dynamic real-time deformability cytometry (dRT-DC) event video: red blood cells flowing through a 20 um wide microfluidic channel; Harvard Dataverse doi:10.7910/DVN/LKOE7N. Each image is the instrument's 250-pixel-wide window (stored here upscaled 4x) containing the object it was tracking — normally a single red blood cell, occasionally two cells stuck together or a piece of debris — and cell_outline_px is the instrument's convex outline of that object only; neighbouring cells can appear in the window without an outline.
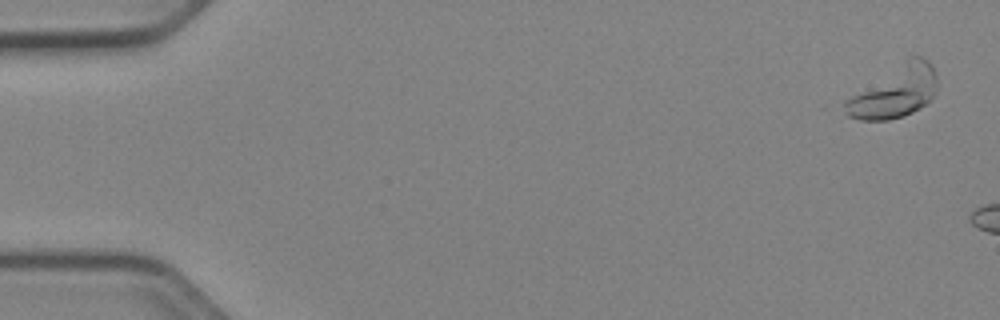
{"species": "Egyptian fruit bat (a non-hibernating species)", "species_latin": "Rousettus aegyptiacus", "temperature_condition": "cold", "stored_images_in_passage": 9, "camera_frame_rate_fps": 3000, "um_per_image_px": 0.085, "animal": {"sex": "female"}, "frame": {"image": 1, "passage_image": 3, "time_ms": 0.667, "image_size_px": [1000, 320], "cell_outline_px": [[936, 92], [920, 108], [904, 116], [888, 120], [860, 120], [848, 116], [844, 104], [844, 100], [912, 52], [928, 60], [932, 64], [936, 76]], "centroid_in_image_um": [76.04, 7.75], "position_along_channel_um": 9.0, "area_um2": 28.21}}